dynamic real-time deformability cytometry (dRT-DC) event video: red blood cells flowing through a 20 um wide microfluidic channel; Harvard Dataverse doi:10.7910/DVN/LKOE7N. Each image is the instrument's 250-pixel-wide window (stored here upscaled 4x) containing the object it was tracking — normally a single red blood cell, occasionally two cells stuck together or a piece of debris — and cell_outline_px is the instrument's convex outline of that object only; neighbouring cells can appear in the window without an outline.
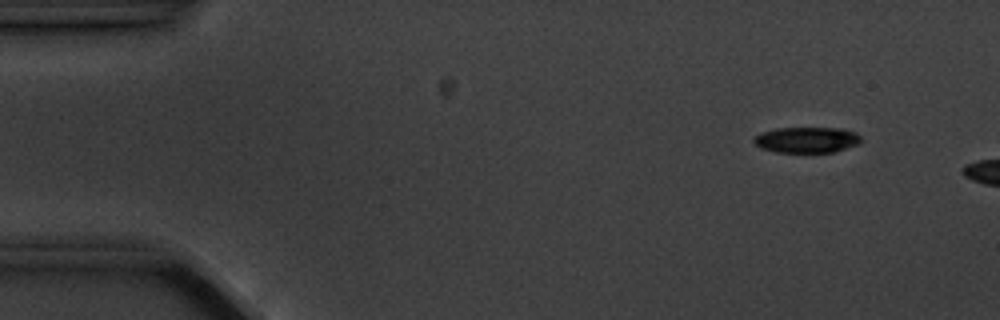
{"species": "common noctule bat (a hibernating species)", "species_latin": "Nyctalus noctula", "temperature_condition": "cold", "stored_images_in_passage": 4, "camera_frame_rate_fps": 3000, "um_per_image_px": 0.085, "animal": {"sex": "male", "body_mass_g": 20.1, "forearm_length_mm": 53.5}, "frame": {"image": 1, "passage_image": 2, "time_ms": 1.333, "image_size_px": [1000, 320], "cell_outline_px": [[860, 144], [832, 152], [776, 152], [760, 148], [752, 140], [760, 132], [776, 128], [836, 128], [856, 132], [860, 136]], "centroid_in_image_um": [68.55, 11.88], "position_along_channel_um": 16.4, "area_um2": 16.07}}